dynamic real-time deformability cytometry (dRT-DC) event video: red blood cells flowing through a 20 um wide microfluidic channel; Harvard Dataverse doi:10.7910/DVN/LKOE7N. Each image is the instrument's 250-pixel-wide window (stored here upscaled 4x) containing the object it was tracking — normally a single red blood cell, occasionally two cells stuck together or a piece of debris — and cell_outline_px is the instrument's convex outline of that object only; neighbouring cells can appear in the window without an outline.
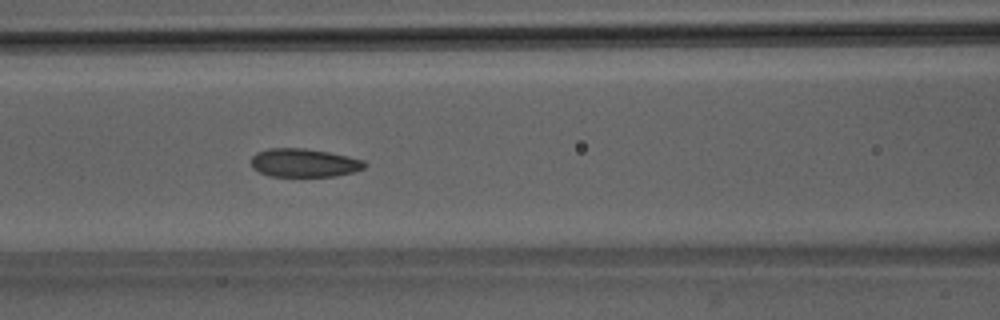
{"species": "Egyptian fruit bat (a non-hibernating species)", "species_latin": "Rousettus aegyptiacus", "temperature_condition": "room temperature", "stored_images_in_passage": 38, "camera_frame_rate_fps": 3000, "um_per_image_px": 0.085, "animal": {"sex": "male"}, "frame": {"image": 1, "passage_image": 10, "time_ms": 3.0, "image_size_px": [1000, 320], "cell_outline_px": [[368, 164], [364, 168], [352, 172], [336, 176], [268, 176], [252, 168], [252, 156], [256, 152], [268, 148], [300, 148], [328, 152], [364, 160]], "centroid_in_image_um": [25.83, 13.84], "position_along_channel_um": 140.8, "area_um2": 18.73}}
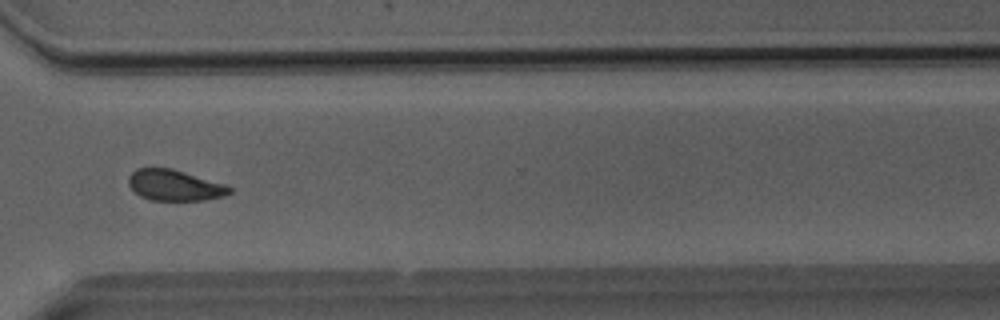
{"frame": {"image": 2, "passage_image": 26, "time_ms": 8.333, "image_size_px": [1000, 320], "cell_outline_px": [[232, 192], [224, 196], [204, 200], [152, 200], [140, 196], [128, 184], [128, 176], [136, 168], [172, 168], [224, 184], [232, 188]], "centroid_in_image_um": [14.83, 15.74], "position_along_channel_um": 355.8, "area_um2": 18.09}}
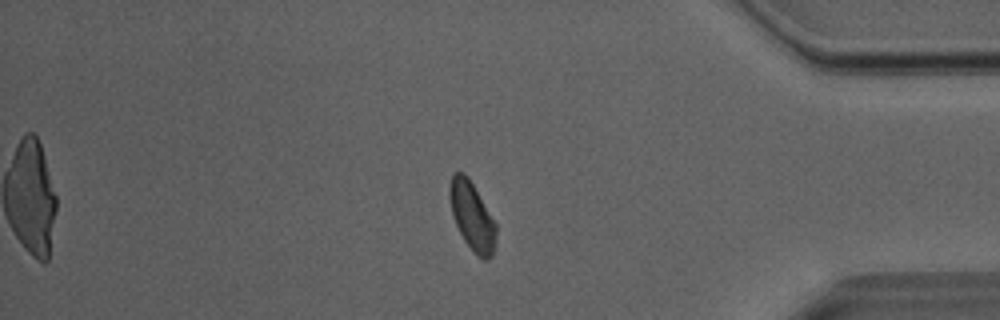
{"frame": {"image": 3, "passage_image": 31, "time_ms": 10.0, "image_size_px": [1000, 320], "cell_outline_px": [[496, 244], [492, 256], [488, 260], [484, 260], [464, 240], [452, 216], [448, 188], [452, 172], [464, 172], [468, 176], [496, 224]], "centroid_in_image_um": [40.11, 18.33], "position_along_channel_um": 395.1, "area_um2": 18.32}}